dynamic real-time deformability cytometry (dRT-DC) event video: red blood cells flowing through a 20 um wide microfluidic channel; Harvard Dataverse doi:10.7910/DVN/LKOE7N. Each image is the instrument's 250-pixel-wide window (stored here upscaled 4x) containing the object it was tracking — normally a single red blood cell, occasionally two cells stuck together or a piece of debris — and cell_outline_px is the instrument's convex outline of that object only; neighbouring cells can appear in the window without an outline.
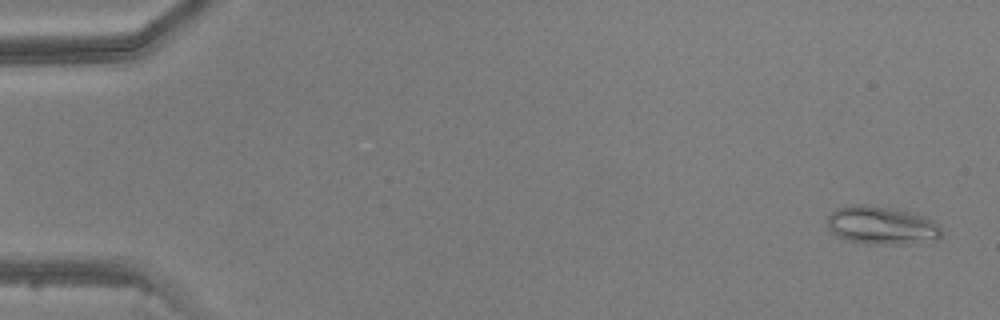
{"species": "common noctule bat (a hibernating species)", "species_latin": "Nyctalus noctula", "temperature_condition": "warm", "stored_images_in_passage": 3, "camera_frame_rate_fps": 3000, "um_per_image_px": 0.085, "animal": {"sex": "male", "body_mass_g": 20.5, "forearm_length_mm": 52.5}, "frame": {"image": 1, "passage_image": 1, "time_ms": 0.0, "image_size_px": [1000, 320], "cell_outline_px": [[940, 240], [904, 244], [864, 244], [844, 240], [836, 236], [828, 228], [828, 216], [836, 208], [852, 204], [864, 204], [896, 208], [916, 212], [932, 220], [940, 228]], "centroid_in_image_um": [74.93, 19.15], "position_along_channel_um": 10.1, "area_um2": 25.95}}